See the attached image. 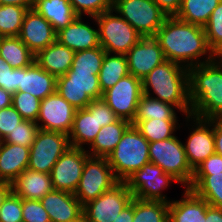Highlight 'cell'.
Listing matches in <instances>:
<instances>
[{"label":"cell","mask_w":222,"mask_h":222,"mask_svg":"<svg viewBox=\"0 0 222 222\" xmlns=\"http://www.w3.org/2000/svg\"><path fill=\"white\" fill-rule=\"evenodd\" d=\"M155 37L165 59L186 68L211 62L217 57L209 48L204 27L187 23L176 16H167ZM204 55L208 57L202 58Z\"/></svg>","instance_id":"cell-1"},{"label":"cell","mask_w":222,"mask_h":222,"mask_svg":"<svg viewBox=\"0 0 222 222\" xmlns=\"http://www.w3.org/2000/svg\"><path fill=\"white\" fill-rule=\"evenodd\" d=\"M191 115L222 118V57L188 68Z\"/></svg>","instance_id":"cell-2"},{"label":"cell","mask_w":222,"mask_h":222,"mask_svg":"<svg viewBox=\"0 0 222 222\" xmlns=\"http://www.w3.org/2000/svg\"><path fill=\"white\" fill-rule=\"evenodd\" d=\"M142 91L146 95L153 91V98L175 106L185 116L191 115L189 73L183 65L166 59L142 79Z\"/></svg>","instance_id":"cell-3"},{"label":"cell","mask_w":222,"mask_h":222,"mask_svg":"<svg viewBox=\"0 0 222 222\" xmlns=\"http://www.w3.org/2000/svg\"><path fill=\"white\" fill-rule=\"evenodd\" d=\"M106 158L116 179L125 182L130 175L150 162L149 142L131 124Z\"/></svg>","instance_id":"cell-4"},{"label":"cell","mask_w":222,"mask_h":222,"mask_svg":"<svg viewBox=\"0 0 222 222\" xmlns=\"http://www.w3.org/2000/svg\"><path fill=\"white\" fill-rule=\"evenodd\" d=\"M150 162L161 167L185 188L190 186L194 171L188 164L183 143L177 136L149 143Z\"/></svg>","instance_id":"cell-5"},{"label":"cell","mask_w":222,"mask_h":222,"mask_svg":"<svg viewBox=\"0 0 222 222\" xmlns=\"http://www.w3.org/2000/svg\"><path fill=\"white\" fill-rule=\"evenodd\" d=\"M113 9L90 17L97 22L100 46L110 54H126L142 37Z\"/></svg>","instance_id":"cell-6"},{"label":"cell","mask_w":222,"mask_h":222,"mask_svg":"<svg viewBox=\"0 0 222 222\" xmlns=\"http://www.w3.org/2000/svg\"><path fill=\"white\" fill-rule=\"evenodd\" d=\"M112 9L142 36H155L167 15L154 0H113Z\"/></svg>","instance_id":"cell-7"},{"label":"cell","mask_w":222,"mask_h":222,"mask_svg":"<svg viewBox=\"0 0 222 222\" xmlns=\"http://www.w3.org/2000/svg\"><path fill=\"white\" fill-rule=\"evenodd\" d=\"M118 182L106 157L89 155L74 195L82 205H85L110 190Z\"/></svg>","instance_id":"cell-8"},{"label":"cell","mask_w":222,"mask_h":222,"mask_svg":"<svg viewBox=\"0 0 222 222\" xmlns=\"http://www.w3.org/2000/svg\"><path fill=\"white\" fill-rule=\"evenodd\" d=\"M56 92L76 109L86 108L92 100L102 98L98 75L93 72L68 70L57 78Z\"/></svg>","instance_id":"cell-9"},{"label":"cell","mask_w":222,"mask_h":222,"mask_svg":"<svg viewBox=\"0 0 222 222\" xmlns=\"http://www.w3.org/2000/svg\"><path fill=\"white\" fill-rule=\"evenodd\" d=\"M172 181L179 184L173 176L164 173L161 167L149 162L130 175L125 183L136 199L170 203L163 190L169 187Z\"/></svg>","instance_id":"cell-10"},{"label":"cell","mask_w":222,"mask_h":222,"mask_svg":"<svg viewBox=\"0 0 222 222\" xmlns=\"http://www.w3.org/2000/svg\"><path fill=\"white\" fill-rule=\"evenodd\" d=\"M69 147L67 134L39 129L30 146L28 168L50 174L52 167Z\"/></svg>","instance_id":"cell-11"},{"label":"cell","mask_w":222,"mask_h":222,"mask_svg":"<svg viewBox=\"0 0 222 222\" xmlns=\"http://www.w3.org/2000/svg\"><path fill=\"white\" fill-rule=\"evenodd\" d=\"M133 198L126 183L119 181L97 199L83 205V216L87 222H113Z\"/></svg>","instance_id":"cell-12"},{"label":"cell","mask_w":222,"mask_h":222,"mask_svg":"<svg viewBox=\"0 0 222 222\" xmlns=\"http://www.w3.org/2000/svg\"><path fill=\"white\" fill-rule=\"evenodd\" d=\"M142 94V80L128 74L103 92L102 99L119 118L132 122Z\"/></svg>","instance_id":"cell-13"},{"label":"cell","mask_w":222,"mask_h":222,"mask_svg":"<svg viewBox=\"0 0 222 222\" xmlns=\"http://www.w3.org/2000/svg\"><path fill=\"white\" fill-rule=\"evenodd\" d=\"M191 119V120H190ZM185 121L192 122L187 142L183 143L186 158L194 171L204 160L215 153L214 118L201 119L192 115L186 116ZM195 122V123H194Z\"/></svg>","instance_id":"cell-14"},{"label":"cell","mask_w":222,"mask_h":222,"mask_svg":"<svg viewBox=\"0 0 222 222\" xmlns=\"http://www.w3.org/2000/svg\"><path fill=\"white\" fill-rule=\"evenodd\" d=\"M88 156L85 148L69 147L52 167L50 176L53 188L74 194Z\"/></svg>","instance_id":"cell-15"},{"label":"cell","mask_w":222,"mask_h":222,"mask_svg":"<svg viewBox=\"0 0 222 222\" xmlns=\"http://www.w3.org/2000/svg\"><path fill=\"white\" fill-rule=\"evenodd\" d=\"M75 112L76 108L55 92L41 100L36 123L39 129L69 135Z\"/></svg>","instance_id":"cell-16"},{"label":"cell","mask_w":222,"mask_h":222,"mask_svg":"<svg viewBox=\"0 0 222 222\" xmlns=\"http://www.w3.org/2000/svg\"><path fill=\"white\" fill-rule=\"evenodd\" d=\"M125 55L129 74L141 80L152 69L166 60L160 43L155 36L141 37Z\"/></svg>","instance_id":"cell-17"},{"label":"cell","mask_w":222,"mask_h":222,"mask_svg":"<svg viewBox=\"0 0 222 222\" xmlns=\"http://www.w3.org/2000/svg\"><path fill=\"white\" fill-rule=\"evenodd\" d=\"M56 35L52 24L35 9L26 11L18 37L33 54L55 42Z\"/></svg>","instance_id":"cell-18"},{"label":"cell","mask_w":222,"mask_h":222,"mask_svg":"<svg viewBox=\"0 0 222 222\" xmlns=\"http://www.w3.org/2000/svg\"><path fill=\"white\" fill-rule=\"evenodd\" d=\"M98 119V99L82 109H76L73 126L69 133V142L72 147L84 149V145L93 143L101 129Z\"/></svg>","instance_id":"cell-19"},{"label":"cell","mask_w":222,"mask_h":222,"mask_svg":"<svg viewBox=\"0 0 222 222\" xmlns=\"http://www.w3.org/2000/svg\"><path fill=\"white\" fill-rule=\"evenodd\" d=\"M40 201L51 222H73L83 216V205L73 193L53 189Z\"/></svg>","instance_id":"cell-20"},{"label":"cell","mask_w":222,"mask_h":222,"mask_svg":"<svg viewBox=\"0 0 222 222\" xmlns=\"http://www.w3.org/2000/svg\"><path fill=\"white\" fill-rule=\"evenodd\" d=\"M82 16H78L66 28L57 32L56 40L74 52L92 49L100 46L99 30L88 23H84Z\"/></svg>","instance_id":"cell-21"},{"label":"cell","mask_w":222,"mask_h":222,"mask_svg":"<svg viewBox=\"0 0 222 222\" xmlns=\"http://www.w3.org/2000/svg\"><path fill=\"white\" fill-rule=\"evenodd\" d=\"M56 82L57 78L35 61L28 67L19 68L18 91L30 93L40 100L56 92Z\"/></svg>","instance_id":"cell-22"},{"label":"cell","mask_w":222,"mask_h":222,"mask_svg":"<svg viewBox=\"0 0 222 222\" xmlns=\"http://www.w3.org/2000/svg\"><path fill=\"white\" fill-rule=\"evenodd\" d=\"M30 147L0 141V182L12 183L28 168Z\"/></svg>","instance_id":"cell-23"},{"label":"cell","mask_w":222,"mask_h":222,"mask_svg":"<svg viewBox=\"0 0 222 222\" xmlns=\"http://www.w3.org/2000/svg\"><path fill=\"white\" fill-rule=\"evenodd\" d=\"M12 192L28 200H41L54 188L50 174L27 168L12 183Z\"/></svg>","instance_id":"cell-24"},{"label":"cell","mask_w":222,"mask_h":222,"mask_svg":"<svg viewBox=\"0 0 222 222\" xmlns=\"http://www.w3.org/2000/svg\"><path fill=\"white\" fill-rule=\"evenodd\" d=\"M208 205L204 199L186 188L182 199L169 203L168 222H206Z\"/></svg>","instance_id":"cell-25"},{"label":"cell","mask_w":222,"mask_h":222,"mask_svg":"<svg viewBox=\"0 0 222 222\" xmlns=\"http://www.w3.org/2000/svg\"><path fill=\"white\" fill-rule=\"evenodd\" d=\"M75 52L57 40L35 55V62L56 78L71 68Z\"/></svg>","instance_id":"cell-26"},{"label":"cell","mask_w":222,"mask_h":222,"mask_svg":"<svg viewBox=\"0 0 222 222\" xmlns=\"http://www.w3.org/2000/svg\"><path fill=\"white\" fill-rule=\"evenodd\" d=\"M32 8L49 21L56 32L78 17L69 0H34Z\"/></svg>","instance_id":"cell-27"},{"label":"cell","mask_w":222,"mask_h":222,"mask_svg":"<svg viewBox=\"0 0 222 222\" xmlns=\"http://www.w3.org/2000/svg\"><path fill=\"white\" fill-rule=\"evenodd\" d=\"M131 122L119 118L116 122L101 127L93 143L86 148L90 156L107 157L117 146Z\"/></svg>","instance_id":"cell-28"},{"label":"cell","mask_w":222,"mask_h":222,"mask_svg":"<svg viewBox=\"0 0 222 222\" xmlns=\"http://www.w3.org/2000/svg\"><path fill=\"white\" fill-rule=\"evenodd\" d=\"M187 189L192 190L209 205L222 208V172L194 173Z\"/></svg>","instance_id":"cell-29"},{"label":"cell","mask_w":222,"mask_h":222,"mask_svg":"<svg viewBox=\"0 0 222 222\" xmlns=\"http://www.w3.org/2000/svg\"><path fill=\"white\" fill-rule=\"evenodd\" d=\"M0 56L13 69L28 67L35 61V54L18 36L0 37Z\"/></svg>","instance_id":"cell-30"},{"label":"cell","mask_w":222,"mask_h":222,"mask_svg":"<svg viewBox=\"0 0 222 222\" xmlns=\"http://www.w3.org/2000/svg\"><path fill=\"white\" fill-rule=\"evenodd\" d=\"M128 74L126 55L105 53L98 74L102 93L113 87L120 79Z\"/></svg>","instance_id":"cell-31"},{"label":"cell","mask_w":222,"mask_h":222,"mask_svg":"<svg viewBox=\"0 0 222 222\" xmlns=\"http://www.w3.org/2000/svg\"><path fill=\"white\" fill-rule=\"evenodd\" d=\"M175 109H177L175 106L153 98L152 92L150 95L142 94L134 120H178Z\"/></svg>","instance_id":"cell-32"},{"label":"cell","mask_w":222,"mask_h":222,"mask_svg":"<svg viewBox=\"0 0 222 222\" xmlns=\"http://www.w3.org/2000/svg\"><path fill=\"white\" fill-rule=\"evenodd\" d=\"M220 2L221 0H182L176 17L187 23L204 27Z\"/></svg>","instance_id":"cell-33"},{"label":"cell","mask_w":222,"mask_h":222,"mask_svg":"<svg viewBox=\"0 0 222 222\" xmlns=\"http://www.w3.org/2000/svg\"><path fill=\"white\" fill-rule=\"evenodd\" d=\"M179 120H162V119H150V120H133L131 122L143 137L150 143L159 140H165L175 136L176 129H178ZM175 131V132H174Z\"/></svg>","instance_id":"cell-34"},{"label":"cell","mask_w":222,"mask_h":222,"mask_svg":"<svg viewBox=\"0 0 222 222\" xmlns=\"http://www.w3.org/2000/svg\"><path fill=\"white\" fill-rule=\"evenodd\" d=\"M169 203L134 198L133 222H168Z\"/></svg>","instance_id":"cell-35"},{"label":"cell","mask_w":222,"mask_h":222,"mask_svg":"<svg viewBox=\"0 0 222 222\" xmlns=\"http://www.w3.org/2000/svg\"><path fill=\"white\" fill-rule=\"evenodd\" d=\"M28 8L18 5H0V37L18 36Z\"/></svg>","instance_id":"cell-36"},{"label":"cell","mask_w":222,"mask_h":222,"mask_svg":"<svg viewBox=\"0 0 222 222\" xmlns=\"http://www.w3.org/2000/svg\"><path fill=\"white\" fill-rule=\"evenodd\" d=\"M106 51L101 47L75 52L70 71L93 72L98 75Z\"/></svg>","instance_id":"cell-37"},{"label":"cell","mask_w":222,"mask_h":222,"mask_svg":"<svg viewBox=\"0 0 222 222\" xmlns=\"http://www.w3.org/2000/svg\"><path fill=\"white\" fill-rule=\"evenodd\" d=\"M209 48L216 56L222 55V0L211 13L204 26Z\"/></svg>","instance_id":"cell-38"},{"label":"cell","mask_w":222,"mask_h":222,"mask_svg":"<svg viewBox=\"0 0 222 222\" xmlns=\"http://www.w3.org/2000/svg\"><path fill=\"white\" fill-rule=\"evenodd\" d=\"M40 102L39 98L27 92L18 91L12 94V106L20 113L24 120L37 121Z\"/></svg>","instance_id":"cell-39"},{"label":"cell","mask_w":222,"mask_h":222,"mask_svg":"<svg viewBox=\"0 0 222 222\" xmlns=\"http://www.w3.org/2000/svg\"><path fill=\"white\" fill-rule=\"evenodd\" d=\"M38 130L39 127L36 122L23 120L6 136L3 142L30 147L35 140Z\"/></svg>","instance_id":"cell-40"},{"label":"cell","mask_w":222,"mask_h":222,"mask_svg":"<svg viewBox=\"0 0 222 222\" xmlns=\"http://www.w3.org/2000/svg\"><path fill=\"white\" fill-rule=\"evenodd\" d=\"M69 2L78 16L95 17L111 10L113 0H69Z\"/></svg>","instance_id":"cell-41"},{"label":"cell","mask_w":222,"mask_h":222,"mask_svg":"<svg viewBox=\"0 0 222 222\" xmlns=\"http://www.w3.org/2000/svg\"><path fill=\"white\" fill-rule=\"evenodd\" d=\"M0 222H23L22 198L11 192L0 208Z\"/></svg>","instance_id":"cell-42"},{"label":"cell","mask_w":222,"mask_h":222,"mask_svg":"<svg viewBox=\"0 0 222 222\" xmlns=\"http://www.w3.org/2000/svg\"><path fill=\"white\" fill-rule=\"evenodd\" d=\"M23 222H51L40 200L22 198Z\"/></svg>","instance_id":"cell-43"},{"label":"cell","mask_w":222,"mask_h":222,"mask_svg":"<svg viewBox=\"0 0 222 222\" xmlns=\"http://www.w3.org/2000/svg\"><path fill=\"white\" fill-rule=\"evenodd\" d=\"M19 86V68L13 69L0 56V88L11 94L18 92Z\"/></svg>","instance_id":"cell-44"},{"label":"cell","mask_w":222,"mask_h":222,"mask_svg":"<svg viewBox=\"0 0 222 222\" xmlns=\"http://www.w3.org/2000/svg\"><path fill=\"white\" fill-rule=\"evenodd\" d=\"M23 120L20 113L12 105L0 109V141H3Z\"/></svg>","instance_id":"cell-45"},{"label":"cell","mask_w":222,"mask_h":222,"mask_svg":"<svg viewBox=\"0 0 222 222\" xmlns=\"http://www.w3.org/2000/svg\"><path fill=\"white\" fill-rule=\"evenodd\" d=\"M222 172V156L214 153L204 160L194 173H218Z\"/></svg>","instance_id":"cell-46"},{"label":"cell","mask_w":222,"mask_h":222,"mask_svg":"<svg viewBox=\"0 0 222 222\" xmlns=\"http://www.w3.org/2000/svg\"><path fill=\"white\" fill-rule=\"evenodd\" d=\"M98 119L101 126H106L116 122L119 117L113 112V110L105 103L101 98L98 99Z\"/></svg>","instance_id":"cell-47"},{"label":"cell","mask_w":222,"mask_h":222,"mask_svg":"<svg viewBox=\"0 0 222 222\" xmlns=\"http://www.w3.org/2000/svg\"><path fill=\"white\" fill-rule=\"evenodd\" d=\"M154 2L167 16H176L182 0H154Z\"/></svg>","instance_id":"cell-48"},{"label":"cell","mask_w":222,"mask_h":222,"mask_svg":"<svg viewBox=\"0 0 222 222\" xmlns=\"http://www.w3.org/2000/svg\"><path fill=\"white\" fill-rule=\"evenodd\" d=\"M215 153L222 156V118H214Z\"/></svg>","instance_id":"cell-49"},{"label":"cell","mask_w":222,"mask_h":222,"mask_svg":"<svg viewBox=\"0 0 222 222\" xmlns=\"http://www.w3.org/2000/svg\"><path fill=\"white\" fill-rule=\"evenodd\" d=\"M134 216V198L131 203L126 206L113 222H133Z\"/></svg>","instance_id":"cell-50"},{"label":"cell","mask_w":222,"mask_h":222,"mask_svg":"<svg viewBox=\"0 0 222 222\" xmlns=\"http://www.w3.org/2000/svg\"><path fill=\"white\" fill-rule=\"evenodd\" d=\"M206 222H222V208L208 205L206 208Z\"/></svg>","instance_id":"cell-51"},{"label":"cell","mask_w":222,"mask_h":222,"mask_svg":"<svg viewBox=\"0 0 222 222\" xmlns=\"http://www.w3.org/2000/svg\"><path fill=\"white\" fill-rule=\"evenodd\" d=\"M12 105V94L3 88H0V109L10 107Z\"/></svg>","instance_id":"cell-52"},{"label":"cell","mask_w":222,"mask_h":222,"mask_svg":"<svg viewBox=\"0 0 222 222\" xmlns=\"http://www.w3.org/2000/svg\"><path fill=\"white\" fill-rule=\"evenodd\" d=\"M12 192V186L10 183L0 182V208L6 199V197Z\"/></svg>","instance_id":"cell-53"},{"label":"cell","mask_w":222,"mask_h":222,"mask_svg":"<svg viewBox=\"0 0 222 222\" xmlns=\"http://www.w3.org/2000/svg\"><path fill=\"white\" fill-rule=\"evenodd\" d=\"M34 0H0V5H18V6H26L28 9L32 8Z\"/></svg>","instance_id":"cell-54"},{"label":"cell","mask_w":222,"mask_h":222,"mask_svg":"<svg viewBox=\"0 0 222 222\" xmlns=\"http://www.w3.org/2000/svg\"><path fill=\"white\" fill-rule=\"evenodd\" d=\"M73 222H87V220L85 219L84 216H82L81 218H79L78 220L73 221Z\"/></svg>","instance_id":"cell-55"}]
</instances>
